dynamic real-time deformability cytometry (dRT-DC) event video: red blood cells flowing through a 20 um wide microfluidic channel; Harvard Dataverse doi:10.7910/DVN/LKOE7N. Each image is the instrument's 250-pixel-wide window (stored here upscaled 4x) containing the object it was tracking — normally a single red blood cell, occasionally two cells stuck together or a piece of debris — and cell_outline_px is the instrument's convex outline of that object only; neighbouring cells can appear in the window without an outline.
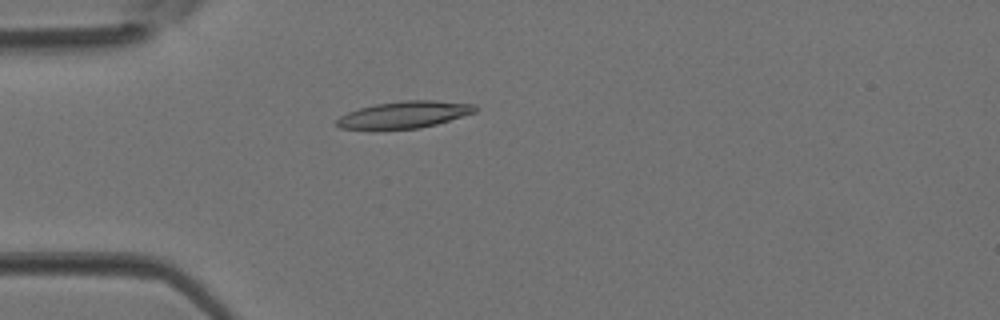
{"species": "Egyptian fruit bat (a non-hibernating species)", "species_latin": "Rousettus aegyptiacus", "temperature_condition": "room temperature", "stored_images_in_passage": 1, "camera_frame_rate_fps": 3000, "um_per_image_px": 0.085, "animal": {"sex": "female"}, "frame": {"image": 1, "passage_image": 1, "time_ms": 0.0, "image_size_px": [1000, 320], "cell_outline_px": [[476, 112], [436, 124], [420, 128], [340, 128], [336, 124], [336, 120], [340, 116], [348, 112], [360, 108], [376, 104], [404, 100], [436, 100], [476, 104]], "centroid_in_image_um": [34.41, 9.72], "position_along_channel_um": 50.6, "area_um2": 21.27}}